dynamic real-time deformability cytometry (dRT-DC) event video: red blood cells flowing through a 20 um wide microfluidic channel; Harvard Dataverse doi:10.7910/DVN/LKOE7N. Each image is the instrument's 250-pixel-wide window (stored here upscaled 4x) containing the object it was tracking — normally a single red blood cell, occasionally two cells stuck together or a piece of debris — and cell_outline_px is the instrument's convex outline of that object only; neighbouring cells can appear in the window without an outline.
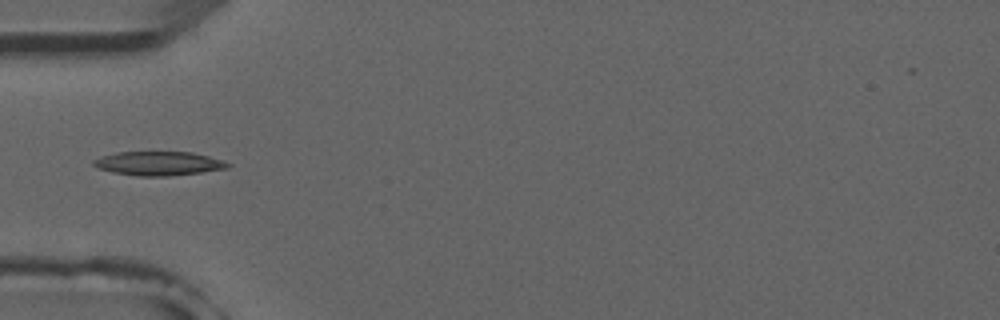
{"species": "common noctule bat (a hibernating species)", "species_latin": "Nyctalus noctula", "temperature_condition": "room temperature", "stored_images_in_passage": 5, "camera_frame_rate_fps": 3000, "um_per_image_px": 0.085, "animal": {"sex": "male", "forearm_length_mm": 52.5}, "frame": {"image": 1, "passage_image": 4, "time_ms": 4.333, "image_size_px": [1000, 320], "cell_outline_px": [[232, 164], [228, 168], [200, 172], [168, 176], [140, 176], [112, 172], [96, 168], [92, 164], [92, 160], [100, 156], [116, 152], [192, 152], [224, 160]], "centroid_in_image_um": [13.45, 13.89], "position_along_channel_um": 71.5, "area_um2": 18.84}}
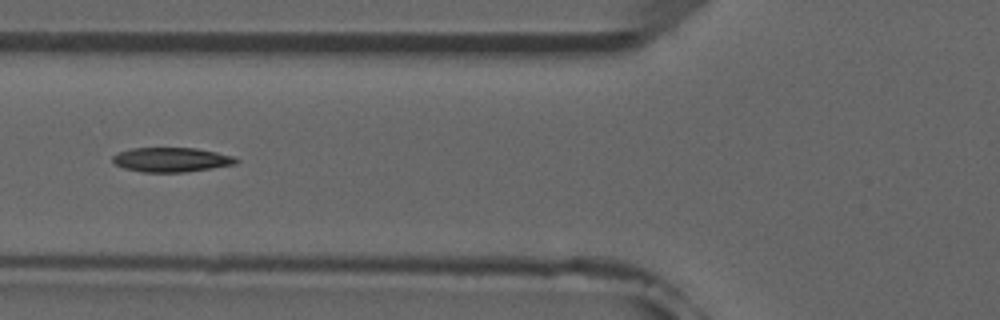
{"frame": {"image": 2, "passage_image": 5, "time_ms": 5.333, "image_size_px": [1000, 320], "cell_outline_px": [[240, 160], [236, 164], [212, 168], [184, 172], [144, 172], [124, 168], [116, 164], [112, 160], [112, 156], [120, 152], [132, 148], [196, 148], [216, 152], [232, 156]], "centroid_in_image_um": [14.58, 13.57], "position_along_channel_um": 111.2, "area_um2": 17.46}}